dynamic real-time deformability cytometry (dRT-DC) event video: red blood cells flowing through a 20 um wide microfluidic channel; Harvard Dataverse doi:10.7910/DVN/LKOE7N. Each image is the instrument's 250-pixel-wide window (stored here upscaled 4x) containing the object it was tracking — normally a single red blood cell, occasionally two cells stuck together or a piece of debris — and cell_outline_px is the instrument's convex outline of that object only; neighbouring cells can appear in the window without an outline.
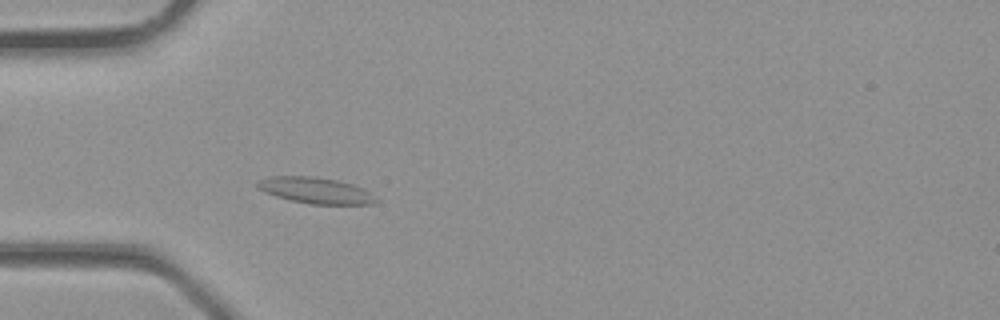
{"species": "common noctule bat (a hibernating species)", "species_latin": "Nyctalus noctula", "temperature_condition": "room temperature", "stored_images_in_passage": 31, "camera_frame_rate_fps": 3000, "um_per_image_px": 0.085, "animal": {"sex": "male", "body_mass_g": 23.1, "forearm_length_mm": 52.7}, "frame": {"image": 1, "passage_image": 7, "time_ms": 2.0, "image_size_px": [1000, 320], "cell_outline_px": [[380, 200], [372, 204], [308, 204], [276, 196], [264, 192], [256, 188], [256, 180], [272, 176], [312, 176], [336, 180], [352, 184], [364, 188]], "centroid_in_image_um": [26.81, 16.18], "position_along_channel_um": 58.2, "area_um2": 18.15}}
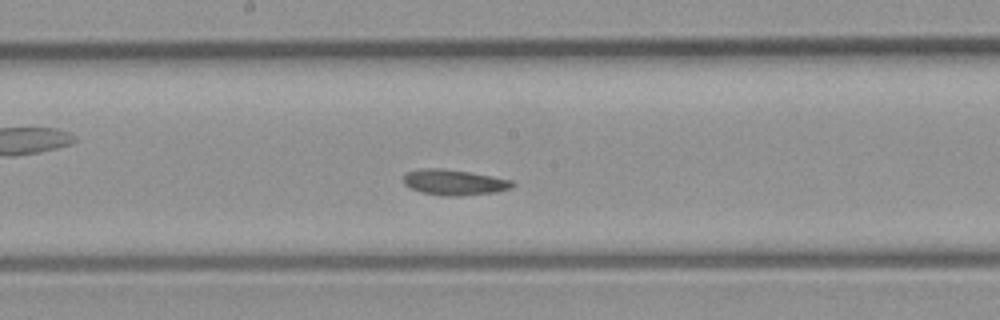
{"frame": {"image": 2, "passage_image": 15, "time_ms": 4.667, "image_size_px": [1000, 320], "cell_outline_px": [[516, 184], [512, 188], [496, 192], [460, 196], [440, 196], [420, 192], [404, 184], [404, 176], [408, 172], [420, 168], [444, 168], [468, 172], [512, 180]], "centroid_in_image_um": [38.61, 15.5], "position_along_channel_um": 209.6, "area_um2": 16.3}}
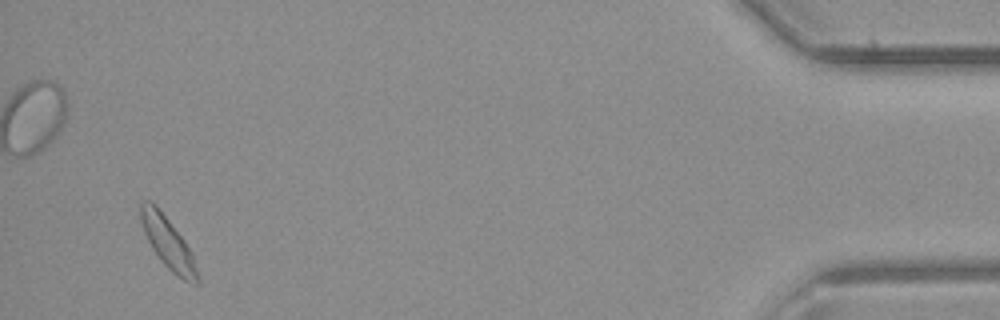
{"frame": {"image": 3, "passage_image": 30, "time_ms": 9.667, "image_size_px": [1000, 320], "cell_outline_px": [[200, 284], [196, 284], [184, 280], [176, 276], [164, 264], [152, 248], [144, 232], [140, 220], [140, 204], [144, 200], [152, 200], [156, 204], [184, 240], [192, 256], [200, 280]], "centroid_in_image_um": [14.25, 20.62], "position_along_channel_um": 420.9, "area_um2": 16.76}}